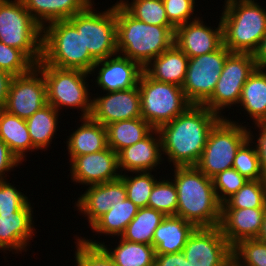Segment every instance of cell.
I'll use <instances>...</instances> for the list:
<instances>
[{
	"label": "cell",
	"instance_id": "obj_1",
	"mask_svg": "<svg viewBox=\"0 0 266 266\" xmlns=\"http://www.w3.org/2000/svg\"><path fill=\"white\" fill-rule=\"evenodd\" d=\"M223 117L203 105H191L183 114L160 126L162 154L173 166H195L210 131Z\"/></svg>",
	"mask_w": 266,
	"mask_h": 266
},
{
	"label": "cell",
	"instance_id": "obj_2",
	"mask_svg": "<svg viewBox=\"0 0 266 266\" xmlns=\"http://www.w3.org/2000/svg\"><path fill=\"white\" fill-rule=\"evenodd\" d=\"M172 179L178 198L176 216L196 227H216L220 224L221 203L218 201L212 178L196 166H176Z\"/></svg>",
	"mask_w": 266,
	"mask_h": 266
},
{
	"label": "cell",
	"instance_id": "obj_3",
	"mask_svg": "<svg viewBox=\"0 0 266 266\" xmlns=\"http://www.w3.org/2000/svg\"><path fill=\"white\" fill-rule=\"evenodd\" d=\"M116 36L118 53L144 68L174 45L175 27L144 23L116 2Z\"/></svg>",
	"mask_w": 266,
	"mask_h": 266
},
{
	"label": "cell",
	"instance_id": "obj_4",
	"mask_svg": "<svg viewBox=\"0 0 266 266\" xmlns=\"http://www.w3.org/2000/svg\"><path fill=\"white\" fill-rule=\"evenodd\" d=\"M224 5L223 45L230 52L254 54L266 33V9L255 0H225Z\"/></svg>",
	"mask_w": 266,
	"mask_h": 266
},
{
	"label": "cell",
	"instance_id": "obj_5",
	"mask_svg": "<svg viewBox=\"0 0 266 266\" xmlns=\"http://www.w3.org/2000/svg\"><path fill=\"white\" fill-rule=\"evenodd\" d=\"M96 62L84 47L81 31L69 20L54 21L42 28V58L36 65L91 73Z\"/></svg>",
	"mask_w": 266,
	"mask_h": 266
},
{
	"label": "cell",
	"instance_id": "obj_6",
	"mask_svg": "<svg viewBox=\"0 0 266 266\" xmlns=\"http://www.w3.org/2000/svg\"><path fill=\"white\" fill-rule=\"evenodd\" d=\"M0 41L21 50L35 65L42 58V27L22 0H0Z\"/></svg>",
	"mask_w": 266,
	"mask_h": 266
},
{
	"label": "cell",
	"instance_id": "obj_7",
	"mask_svg": "<svg viewBox=\"0 0 266 266\" xmlns=\"http://www.w3.org/2000/svg\"><path fill=\"white\" fill-rule=\"evenodd\" d=\"M138 89L141 117L154 129L172 121L192 105L182 87L156 81L144 71L140 76Z\"/></svg>",
	"mask_w": 266,
	"mask_h": 266
},
{
	"label": "cell",
	"instance_id": "obj_8",
	"mask_svg": "<svg viewBox=\"0 0 266 266\" xmlns=\"http://www.w3.org/2000/svg\"><path fill=\"white\" fill-rule=\"evenodd\" d=\"M46 83L47 103L57 111L63 107L80 108L81 117H90L92 100L87 84L88 72L78 69H61L51 65L35 66Z\"/></svg>",
	"mask_w": 266,
	"mask_h": 266
},
{
	"label": "cell",
	"instance_id": "obj_9",
	"mask_svg": "<svg viewBox=\"0 0 266 266\" xmlns=\"http://www.w3.org/2000/svg\"><path fill=\"white\" fill-rule=\"evenodd\" d=\"M248 138L246 126L225 116L210 131L203 153L195 166L209 178L232 168L238 149Z\"/></svg>",
	"mask_w": 266,
	"mask_h": 266
},
{
	"label": "cell",
	"instance_id": "obj_10",
	"mask_svg": "<svg viewBox=\"0 0 266 266\" xmlns=\"http://www.w3.org/2000/svg\"><path fill=\"white\" fill-rule=\"evenodd\" d=\"M91 2L83 11L68 20L81 31L85 49L96 60L118 53L116 36V3L105 11L95 10Z\"/></svg>",
	"mask_w": 266,
	"mask_h": 266
},
{
	"label": "cell",
	"instance_id": "obj_11",
	"mask_svg": "<svg viewBox=\"0 0 266 266\" xmlns=\"http://www.w3.org/2000/svg\"><path fill=\"white\" fill-rule=\"evenodd\" d=\"M256 68L253 54L231 52L225 60L212 96L203 106L224 118L221 111L239 103L242 88Z\"/></svg>",
	"mask_w": 266,
	"mask_h": 266
},
{
	"label": "cell",
	"instance_id": "obj_12",
	"mask_svg": "<svg viewBox=\"0 0 266 266\" xmlns=\"http://www.w3.org/2000/svg\"><path fill=\"white\" fill-rule=\"evenodd\" d=\"M230 53L222 45L214 52L189 58L182 89L192 105H203L212 96Z\"/></svg>",
	"mask_w": 266,
	"mask_h": 266
},
{
	"label": "cell",
	"instance_id": "obj_13",
	"mask_svg": "<svg viewBox=\"0 0 266 266\" xmlns=\"http://www.w3.org/2000/svg\"><path fill=\"white\" fill-rule=\"evenodd\" d=\"M182 252L189 266H232V247L219 226L197 227Z\"/></svg>",
	"mask_w": 266,
	"mask_h": 266
},
{
	"label": "cell",
	"instance_id": "obj_14",
	"mask_svg": "<svg viewBox=\"0 0 266 266\" xmlns=\"http://www.w3.org/2000/svg\"><path fill=\"white\" fill-rule=\"evenodd\" d=\"M46 104L45 79L34 67L27 74L13 77L3 110L26 120Z\"/></svg>",
	"mask_w": 266,
	"mask_h": 266
},
{
	"label": "cell",
	"instance_id": "obj_15",
	"mask_svg": "<svg viewBox=\"0 0 266 266\" xmlns=\"http://www.w3.org/2000/svg\"><path fill=\"white\" fill-rule=\"evenodd\" d=\"M72 182L91 186L119 179L118 154L110 147L70 161Z\"/></svg>",
	"mask_w": 266,
	"mask_h": 266
},
{
	"label": "cell",
	"instance_id": "obj_16",
	"mask_svg": "<svg viewBox=\"0 0 266 266\" xmlns=\"http://www.w3.org/2000/svg\"><path fill=\"white\" fill-rule=\"evenodd\" d=\"M92 99L90 117L105 127L113 122L141 117L138 86L127 90L107 92L103 96Z\"/></svg>",
	"mask_w": 266,
	"mask_h": 266
},
{
	"label": "cell",
	"instance_id": "obj_17",
	"mask_svg": "<svg viewBox=\"0 0 266 266\" xmlns=\"http://www.w3.org/2000/svg\"><path fill=\"white\" fill-rule=\"evenodd\" d=\"M94 71L97 74L95 85L107 93L138 86L143 67L138 62L117 53L97 61L91 70L92 76Z\"/></svg>",
	"mask_w": 266,
	"mask_h": 266
},
{
	"label": "cell",
	"instance_id": "obj_18",
	"mask_svg": "<svg viewBox=\"0 0 266 266\" xmlns=\"http://www.w3.org/2000/svg\"><path fill=\"white\" fill-rule=\"evenodd\" d=\"M205 24L199 17L175 28L174 44L189 58L214 52L223 45L221 19L214 29Z\"/></svg>",
	"mask_w": 266,
	"mask_h": 266
},
{
	"label": "cell",
	"instance_id": "obj_19",
	"mask_svg": "<svg viewBox=\"0 0 266 266\" xmlns=\"http://www.w3.org/2000/svg\"><path fill=\"white\" fill-rule=\"evenodd\" d=\"M266 208H221L219 228L233 247L245 239H257Z\"/></svg>",
	"mask_w": 266,
	"mask_h": 266
},
{
	"label": "cell",
	"instance_id": "obj_20",
	"mask_svg": "<svg viewBox=\"0 0 266 266\" xmlns=\"http://www.w3.org/2000/svg\"><path fill=\"white\" fill-rule=\"evenodd\" d=\"M78 197L75 205L87 217L91 226L99 217L105 214L111 206L127 198L124 181L119 178L102 184L91 185Z\"/></svg>",
	"mask_w": 266,
	"mask_h": 266
},
{
	"label": "cell",
	"instance_id": "obj_21",
	"mask_svg": "<svg viewBox=\"0 0 266 266\" xmlns=\"http://www.w3.org/2000/svg\"><path fill=\"white\" fill-rule=\"evenodd\" d=\"M32 213L30 201L19 212H0V250L26 252L36 231Z\"/></svg>",
	"mask_w": 266,
	"mask_h": 266
},
{
	"label": "cell",
	"instance_id": "obj_22",
	"mask_svg": "<svg viewBox=\"0 0 266 266\" xmlns=\"http://www.w3.org/2000/svg\"><path fill=\"white\" fill-rule=\"evenodd\" d=\"M162 158L161 138L158 130L153 129L145 138L118 153L119 171L152 172L162 164Z\"/></svg>",
	"mask_w": 266,
	"mask_h": 266
},
{
	"label": "cell",
	"instance_id": "obj_23",
	"mask_svg": "<svg viewBox=\"0 0 266 266\" xmlns=\"http://www.w3.org/2000/svg\"><path fill=\"white\" fill-rule=\"evenodd\" d=\"M197 227L176 215H168L154 232L152 246L156 255L182 252Z\"/></svg>",
	"mask_w": 266,
	"mask_h": 266
},
{
	"label": "cell",
	"instance_id": "obj_24",
	"mask_svg": "<svg viewBox=\"0 0 266 266\" xmlns=\"http://www.w3.org/2000/svg\"><path fill=\"white\" fill-rule=\"evenodd\" d=\"M189 57L175 44L151 60L143 71L159 82L183 86L188 68Z\"/></svg>",
	"mask_w": 266,
	"mask_h": 266
},
{
	"label": "cell",
	"instance_id": "obj_25",
	"mask_svg": "<svg viewBox=\"0 0 266 266\" xmlns=\"http://www.w3.org/2000/svg\"><path fill=\"white\" fill-rule=\"evenodd\" d=\"M82 124L67 139L69 162L76 156L99 152L108 148L107 129L91 117H81ZM83 119V120H82Z\"/></svg>",
	"mask_w": 266,
	"mask_h": 266
},
{
	"label": "cell",
	"instance_id": "obj_26",
	"mask_svg": "<svg viewBox=\"0 0 266 266\" xmlns=\"http://www.w3.org/2000/svg\"><path fill=\"white\" fill-rule=\"evenodd\" d=\"M33 19L43 28L48 23L68 20L83 11L91 0H22Z\"/></svg>",
	"mask_w": 266,
	"mask_h": 266
},
{
	"label": "cell",
	"instance_id": "obj_27",
	"mask_svg": "<svg viewBox=\"0 0 266 266\" xmlns=\"http://www.w3.org/2000/svg\"><path fill=\"white\" fill-rule=\"evenodd\" d=\"M81 239L90 245H100L117 266H154L156 253L152 245L130 242L120 237L118 245L110 249L102 241H92L85 237Z\"/></svg>",
	"mask_w": 266,
	"mask_h": 266
},
{
	"label": "cell",
	"instance_id": "obj_28",
	"mask_svg": "<svg viewBox=\"0 0 266 266\" xmlns=\"http://www.w3.org/2000/svg\"><path fill=\"white\" fill-rule=\"evenodd\" d=\"M0 139L21 163L25 160V152L36 149L32 145L26 120L9 114L3 109L0 111Z\"/></svg>",
	"mask_w": 266,
	"mask_h": 266
},
{
	"label": "cell",
	"instance_id": "obj_29",
	"mask_svg": "<svg viewBox=\"0 0 266 266\" xmlns=\"http://www.w3.org/2000/svg\"><path fill=\"white\" fill-rule=\"evenodd\" d=\"M253 123L266 121V71L256 68L245 82L239 103Z\"/></svg>",
	"mask_w": 266,
	"mask_h": 266
},
{
	"label": "cell",
	"instance_id": "obj_30",
	"mask_svg": "<svg viewBox=\"0 0 266 266\" xmlns=\"http://www.w3.org/2000/svg\"><path fill=\"white\" fill-rule=\"evenodd\" d=\"M108 147L117 154L145 138L154 128L142 117L113 122L106 126Z\"/></svg>",
	"mask_w": 266,
	"mask_h": 266
},
{
	"label": "cell",
	"instance_id": "obj_31",
	"mask_svg": "<svg viewBox=\"0 0 266 266\" xmlns=\"http://www.w3.org/2000/svg\"><path fill=\"white\" fill-rule=\"evenodd\" d=\"M139 208L128 198L111 206V208L99 217L91 226L96 234H105L118 238L124 233L127 225L138 213Z\"/></svg>",
	"mask_w": 266,
	"mask_h": 266
},
{
	"label": "cell",
	"instance_id": "obj_32",
	"mask_svg": "<svg viewBox=\"0 0 266 266\" xmlns=\"http://www.w3.org/2000/svg\"><path fill=\"white\" fill-rule=\"evenodd\" d=\"M60 114L52 105L47 103L26 119L32 145L36 150H47L56 131H58V115Z\"/></svg>",
	"mask_w": 266,
	"mask_h": 266
},
{
	"label": "cell",
	"instance_id": "obj_33",
	"mask_svg": "<svg viewBox=\"0 0 266 266\" xmlns=\"http://www.w3.org/2000/svg\"><path fill=\"white\" fill-rule=\"evenodd\" d=\"M165 217L164 213L150 207L139 208L120 237L130 242L152 245L154 232Z\"/></svg>",
	"mask_w": 266,
	"mask_h": 266
},
{
	"label": "cell",
	"instance_id": "obj_34",
	"mask_svg": "<svg viewBox=\"0 0 266 266\" xmlns=\"http://www.w3.org/2000/svg\"><path fill=\"white\" fill-rule=\"evenodd\" d=\"M131 16L144 23L158 26H173L165 11L163 0H119L118 2Z\"/></svg>",
	"mask_w": 266,
	"mask_h": 266
},
{
	"label": "cell",
	"instance_id": "obj_35",
	"mask_svg": "<svg viewBox=\"0 0 266 266\" xmlns=\"http://www.w3.org/2000/svg\"><path fill=\"white\" fill-rule=\"evenodd\" d=\"M221 208H266V179L248 180Z\"/></svg>",
	"mask_w": 266,
	"mask_h": 266
},
{
	"label": "cell",
	"instance_id": "obj_36",
	"mask_svg": "<svg viewBox=\"0 0 266 266\" xmlns=\"http://www.w3.org/2000/svg\"><path fill=\"white\" fill-rule=\"evenodd\" d=\"M248 135L249 138L238 149L232 167L247 180L266 179L261 171L256 148L255 146H253L254 141L252 140L254 139V136L251 128H248ZM250 145L253 147H251Z\"/></svg>",
	"mask_w": 266,
	"mask_h": 266
},
{
	"label": "cell",
	"instance_id": "obj_37",
	"mask_svg": "<svg viewBox=\"0 0 266 266\" xmlns=\"http://www.w3.org/2000/svg\"><path fill=\"white\" fill-rule=\"evenodd\" d=\"M132 176L122 174L120 178L124 181L127 198L138 208L148 207L149 196L157 178L151 172H131ZM135 173L136 176L133 175ZM134 176V177H133Z\"/></svg>",
	"mask_w": 266,
	"mask_h": 266
},
{
	"label": "cell",
	"instance_id": "obj_38",
	"mask_svg": "<svg viewBox=\"0 0 266 266\" xmlns=\"http://www.w3.org/2000/svg\"><path fill=\"white\" fill-rule=\"evenodd\" d=\"M232 266H266V243L245 239L232 247Z\"/></svg>",
	"mask_w": 266,
	"mask_h": 266
},
{
	"label": "cell",
	"instance_id": "obj_39",
	"mask_svg": "<svg viewBox=\"0 0 266 266\" xmlns=\"http://www.w3.org/2000/svg\"><path fill=\"white\" fill-rule=\"evenodd\" d=\"M157 180L149 196L148 207L161 211L166 216L176 215L178 207L177 189L171 179Z\"/></svg>",
	"mask_w": 266,
	"mask_h": 266
},
{
	"label": "cell",
	"instance_id": "obj_40",
	"mask_svg": "<svg viewBox=\"0 0 266 266\" xmlns=\"http://www.w3.org/2000/svg\"><path fill=\"white\" fill-rule=\"evenodd\" d=\"M36 65L19 49L0 41V69L13 76L29 73Z\"/></svg>",
	"mask_w": 266,
	"mask_h": 266
},
{
	"label": "cell",
	"instance_id": "obj_41",
	"mask_svg": "<svg viewBox=\"0 0 266 266\" xmlns=\"http://www.w3.org/2000/svg\"><path fill=\"white\" fill-rule=\"evenodd\" d=\"M76 238L75 266H117L100 245H90Z\"/></svg>",
	"mask_w": 266,
	"mask_h": 266
},
{
	"label": "cell",
	"instance_id": "obj_42",
	"mask_svg": "<svg viewBox=\"0 0 266 266\" xmlns=\"http://www.w3.org/2000/svg\"><path fill=\"white\" fill-rule=\"evenodd\" d=\"M212 180L217 199L221 204L248 181L233 167L218 173Z\"/></svg>",
	"mask_w": 266,
	"mask_h": 266
},
{
	"label": "cell",
	"instance_id": "obj_43",
	"mask_svg": "<svg viewBox=\"0 0 266 266\" xmlns=\"http://www.w3.org/2000/svg\"><path fill=\"white\" fill-rule=\"evenodd\" d=\"M196 0H163L166 16L169 22L176 28L199 17L193 16ZM193 16V18L191 17Z\"/></svg>",
	"mask_w": 266,
	"mask_h": 266
},
{
	"label": "cell",
	"instance_id": "obj_44",
	"mask_svg": "<svg viewBox=\"0 0 266 266\" xmlns=\"http://www.w3.org/2000/svg\"><path fill=\"white\" fill-rule=\"evenodd\" d=\"M28 202V197L14 185L0 180V212H19Z\"/></svg>",
	"mask_w": 266,
	"mask_h": 266
},
{
	"label": "cell",
	"instance_id": "obj_45",
	"mask_svg": "<svg viewBox=\"0 0 266 266\" xmlns=\"http://www.w3.org/2000/svg\"><path fill=\"white\" fill-rule=\"evenodd\" d=\"M21 164L5 142L0 139V180H6L5 177L7 175L4 174L10 170H14V167H18Z\"/></svg>",
	"mask_w": 266,
	"mask_h": 266
},
{
	"label": "cell",
	"instance_id": "obj_46",
	"mask_svg": "<svg viewBox=\"0 0 266 266\" xmlns=\"http://www.w3.org/2000/svg\"><path fill=\"white\" fill-rule=\"evenodd\" d=\"M254 127L259 129V137L256 138L255 148L260 162L261 171L266 178V121L256 122Z\"/></svg>",
	"mask_w": 266,
	"mask_h": 266
},
{
	"label": "cell",
	"instance_id": "obj_47",
	"mask_svg": "<svg viewBox=\"0 0 266 266\" xmlns=\"http://www.w3.org/2000/svg\"><path fill=\"white\" fill-rule=\"evenodd\" d=\"M154 266H189L183 252L156 255Z\"/></svg>",
	"mask_w": 266,
	"mask_h": 266
},
{
	"label": "cell",
	"instance_id": "obj_48",
	"mask_svg": "<svg viewBox=\"0 0 266 266\" xmlns=\"http://www.w3.org/2000/svg\"><path fill=\"white\" fill-rule=\"evenodd\" d=\"M13 75L3 69H0V107L3 109L7 101L10 84Z\"/></svg>",
	"mask_w": 266,
	"mask_h": 266
},
{
	"label": "cell",
	"instance_id": "obj_49",
	"mask_svg": "<svg viewBox=\"0 0 266 266\" xmlns=\"http://www.w3.org/2000/svg\"><path fill=\"white\" fill-rule=\"evenodd\" d=\"M257 68L266 70V33L260 42L258 49L254 52Z\"/></svg>",
	"mask_w": 266,
	"mask_h": 266
},
{
	"label": "cell",
	"instance_id": "obj_50",
	"mask_svg": "<svg viewBox=\"0 0 266 266\" xmlns=\"http://www.w3.org/2000/svg\"><path fill=\"white\" fill-rule=\"evenodd\" d=\"M257 239L266 243V212L263 217L262 229Z\"/></svg>",
	"mask_w": 266,
	"mask_h": 266
}]
</instances>
